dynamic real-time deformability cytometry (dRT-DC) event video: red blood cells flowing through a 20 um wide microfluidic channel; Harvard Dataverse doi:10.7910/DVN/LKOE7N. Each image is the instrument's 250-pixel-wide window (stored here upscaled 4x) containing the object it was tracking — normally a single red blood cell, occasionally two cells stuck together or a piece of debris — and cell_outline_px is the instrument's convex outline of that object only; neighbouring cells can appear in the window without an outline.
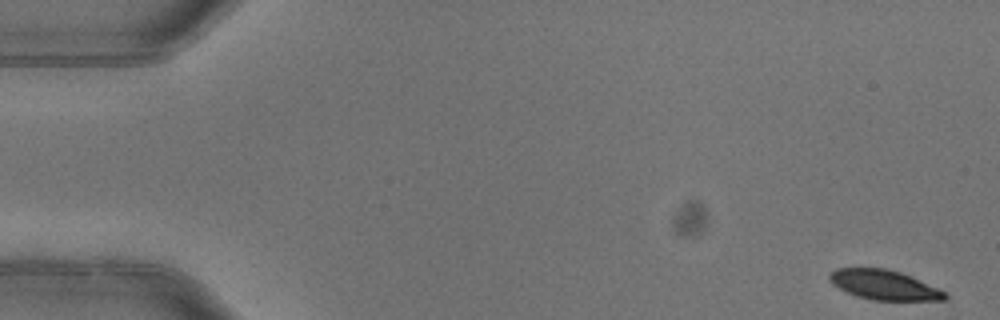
{"species": "common noctule bat (a hibernating species)", "species_latin": "Nyctalus noctula", "temperature_condition": "warm", "stored_images_in_passage": 6, "camera_frame_rate_fps": 3000, "um_per_image_px": 0.085, "animal": {"sex": "female"}, "frame": {"image": 1, "passage_image": 1, "time_ms": 0.0, "image_size_px": [1000, 320], "cell_outline_px": [[948, 296], [944, 300], [872, 300], [856, 296], [832, 284], [828, 280], [828, 276], [836, 268], [888, 268], [912, 276], [944, 292]], "centroid_in_image_um": [75.11, 24.21], "position_along_channel_um": 9.9, "area_um2": 19.83}}
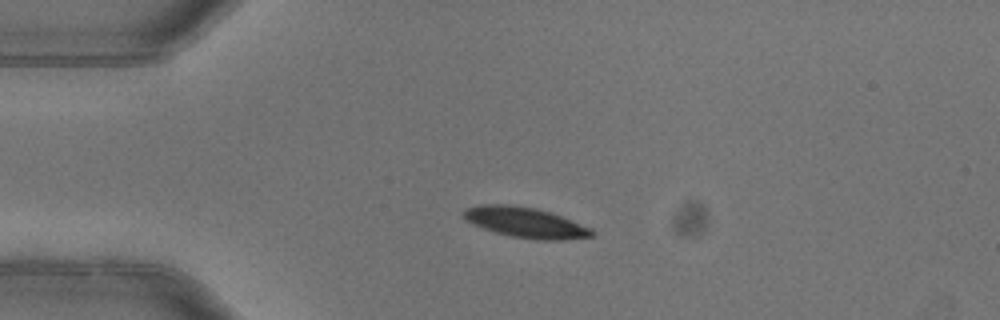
{"frame": {"image": 2, "passage_image": 4, "time_ms": 1.0, "image_size_px": [1000, 320], "cell_outline_px": [[596, 232], [592, 236], [564, 240], [536, 240], [512, 236], [496, 232], [484, 228], [464, 220], [464, 208], [480, 204], [508, 204], [536, 208], [560, 216], [592, 228]], "centroid_in_image_um": [44.66, 18.91], "position_along_channel_um": 40.3, "area_um2": 22.6}}
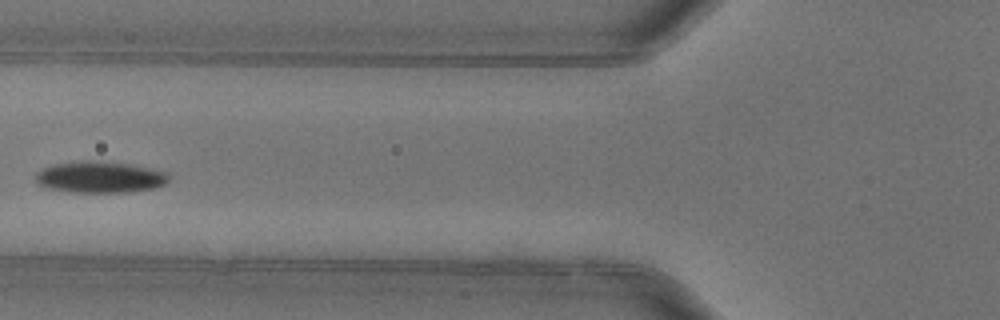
{"frame": {"image": 3, "passage_image": 6, "time_ms": 1.667, "image_size_px": [1000, 320], "cell_outline_px": [[172, 176], [164, 184], [156, 188], [132, 192], [68, 192], [48, 188], [36, 184], [36, 172], [44, 168], [56, 164], [88, 160], [132, 164], [168, 172]], "centroid_in_image_um": [8.54, 15.06], "position_along_channel_um": 117.3, "area_um2": 24.57}}